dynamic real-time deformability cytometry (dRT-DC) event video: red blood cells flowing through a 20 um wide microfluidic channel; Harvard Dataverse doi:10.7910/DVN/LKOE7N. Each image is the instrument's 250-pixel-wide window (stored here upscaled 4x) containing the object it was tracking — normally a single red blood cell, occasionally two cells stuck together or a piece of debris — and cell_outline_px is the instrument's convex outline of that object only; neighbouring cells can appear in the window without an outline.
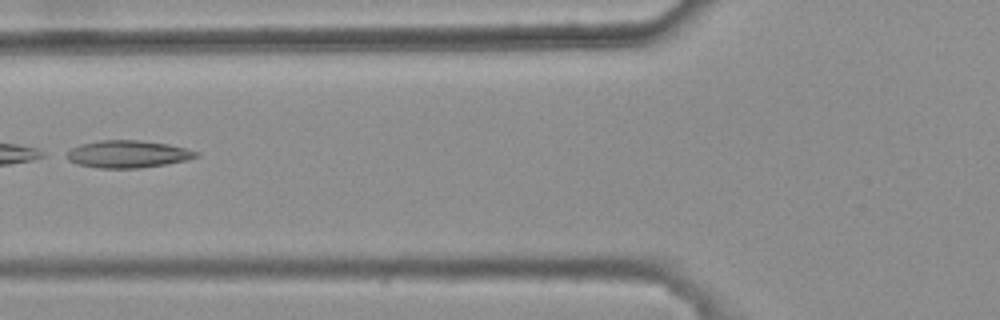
{"species": "common noctule bat (a hibernating species)", "species_latin": "Nyctalus noctula", "temperature_condition": "warm", "stored_images_in_passage": 5, "camera_frame_rate_fps": 3000, "um_per_image_px": 0.085, "animal": {"sex": "female", "body_mass_g": 25.1}, "frame": {"image": 1, "passage_image": 5, "time_ms": 1.333, "image_size_px": [1000, 320], "cell_outline_px": [[200, 156], [188, 160], [140, 168], [100, 168], [76, 164], [60, 156], [72, 148], [80, 144], [100, 140], [140, 140], [168, 144], [200, 152]], "centroid_in_image_um": [10.82, 13.1], "position_along_channel_um": 115.0, "area_um2": 20.87}}